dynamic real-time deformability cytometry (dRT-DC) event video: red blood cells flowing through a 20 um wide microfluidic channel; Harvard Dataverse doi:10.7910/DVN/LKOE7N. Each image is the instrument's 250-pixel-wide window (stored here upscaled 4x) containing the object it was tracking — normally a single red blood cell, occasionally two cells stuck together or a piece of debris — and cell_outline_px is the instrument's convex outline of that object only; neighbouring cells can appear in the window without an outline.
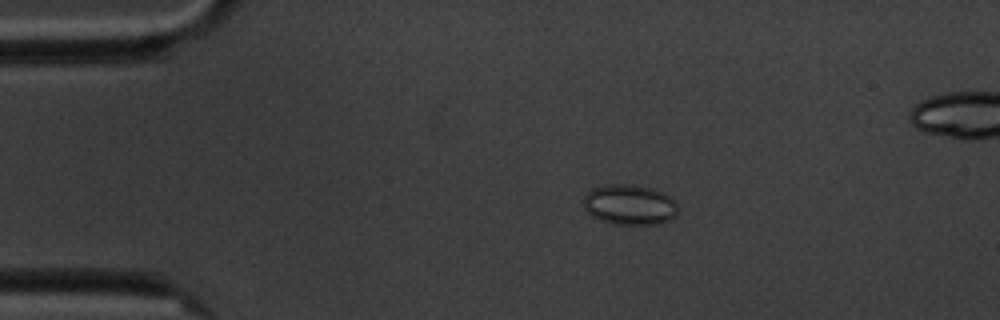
{"species": "common noctule bat (a hibernating species)", "species_latin": "Nyctalus noctula", "temperature_condition": "cold", "stored_images_in_passage": 5, "camera_frame_rate_fps": 3000, "um_per_image_px": 0.085, "animal": {"sex": "male", "body_mass_g": 20.1, "forearm_length_mm": 53.5}, "frame": {"image": 1, "passage_image": 1, "time_ms": 0.0, "image_size_px": [1000, 320], "cell_outline_px": [[680, 208], [676, 216], [660, 224], [612, 224], [600, 220], [592, 216], [584, 208], [584, 196], [592, 188], [604, 184], [632, 184], [652, 188], [664, 192]], "centroid_in_image_um": [53.52, 17.39], "position_along_channel_um": 31.5, "area_um2": 22.43}}
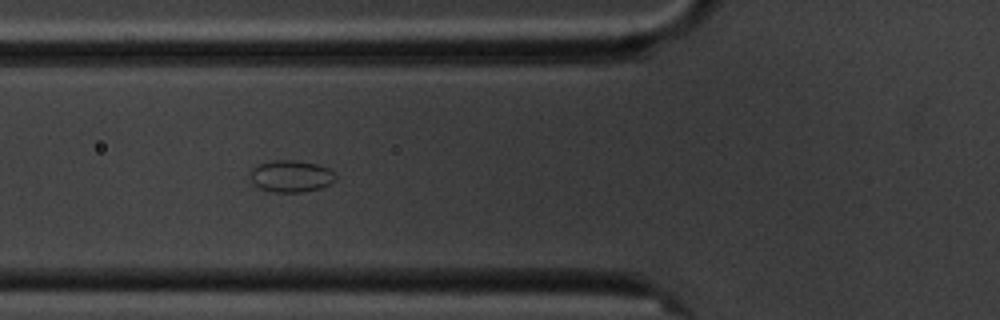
{"frame": {"image": 2, "passage_image": 4, "time_ms": 3.333, "image_size_px": [1000, 320], "cell_outline_px": [[336, 180], [320, 188], [304, 192], [272, 192], [260, 188], [252, 184], [252, 168], [260, 164], [272, 160], [296, 160], [316, 164], [328, 168], [336, 176]], "centroid_in_image_um": [24.74, 14.98], "position_along_channel_um": 101.1, "area_um2": 15.72}}
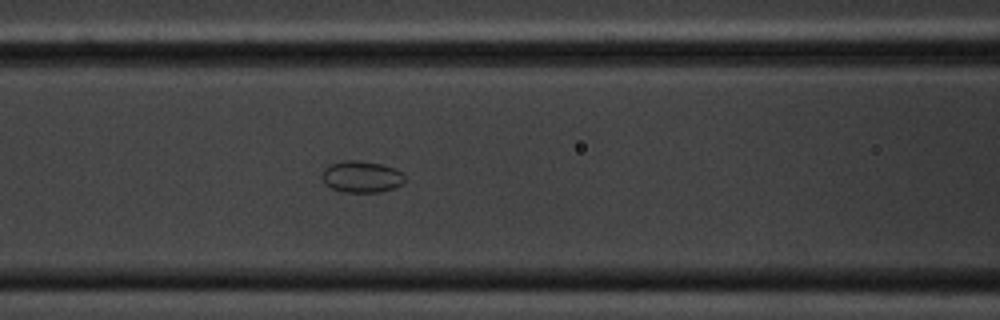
{"frame": {"image": 3, "passage_image": 5, "time_ms": 4.333, "image_size_px": [1000, 320], "cell_outline_px": [[404, 184], [380, 192], [344, 192], [332, 188], [324, 180], [324, 168], [332, 164], [344, 160], [360, 160], [380, 164], [396, 168], [404, 176]], "centroid_in_image_um": [30.78, 15.02], "position_along_channel_um": 135.8, "area_um2": 14.97}}